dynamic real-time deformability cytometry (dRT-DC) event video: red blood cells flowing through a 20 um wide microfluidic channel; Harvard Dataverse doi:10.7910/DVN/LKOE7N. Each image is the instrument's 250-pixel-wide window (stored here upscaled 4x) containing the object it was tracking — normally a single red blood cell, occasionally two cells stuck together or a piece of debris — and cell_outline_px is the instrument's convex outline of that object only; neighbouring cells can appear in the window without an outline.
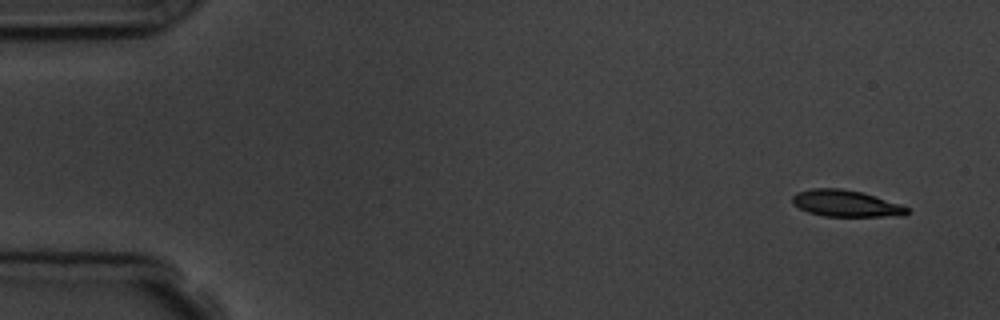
{"species": "common noctule bat (a hibernating species)", "species_latin": "Nyctalus noctula", "temperature_condition": "room temperature", "stored_images_in_passage": 5, "camera_frame_rate_fps": 3000, "um_per_image_px": 0.085, "animal": {"sex": "male", "body_mass_g": 19.5, "forearm_length_mm": 54.6}, "frame": {"image": 1, "passage_image": 1, "time_ms": 0.0, "image_size_px": [1000, 320], "cell_outline_px": [[912, 212], [904, 216], [824, 216], [808, 212], [792, 204], [792, 196], [796, 192], [812, 188], [840, 188], [860, 192], [900, 204], [908, 208]], "centroid_in_image_um": [71.89, 17.3], "position_along_channel_um": 13.1, "area_um2": 17.74}}
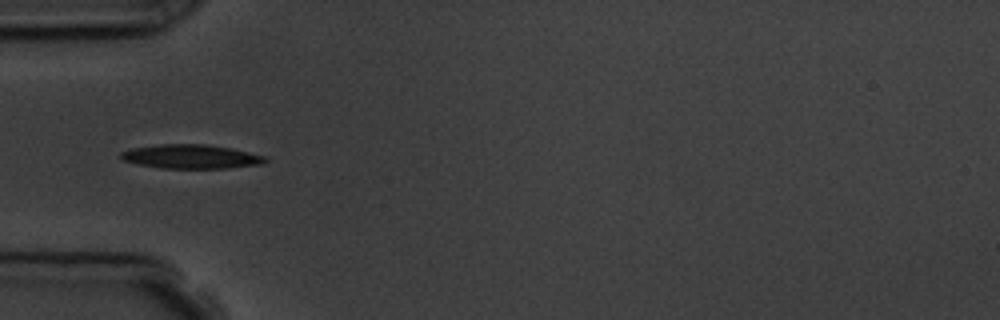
{"frame": {"image": 2, "passage_image": 5, "time_ms": 4.667, "image_size_px": [1000, 320], "cell_outline_px": [[268, 160], [264, 164], [228, 168], [160, 168], [140, 164], [124, 160], [120, 156], [120, 152], [132, 148], [160, 144], [208, 144], [232, 148], [268, 156]], "centroid_in_image_um": [16.32, 13.3], "position_along_channel_um": 68.7, "area_um2": 20.35}}